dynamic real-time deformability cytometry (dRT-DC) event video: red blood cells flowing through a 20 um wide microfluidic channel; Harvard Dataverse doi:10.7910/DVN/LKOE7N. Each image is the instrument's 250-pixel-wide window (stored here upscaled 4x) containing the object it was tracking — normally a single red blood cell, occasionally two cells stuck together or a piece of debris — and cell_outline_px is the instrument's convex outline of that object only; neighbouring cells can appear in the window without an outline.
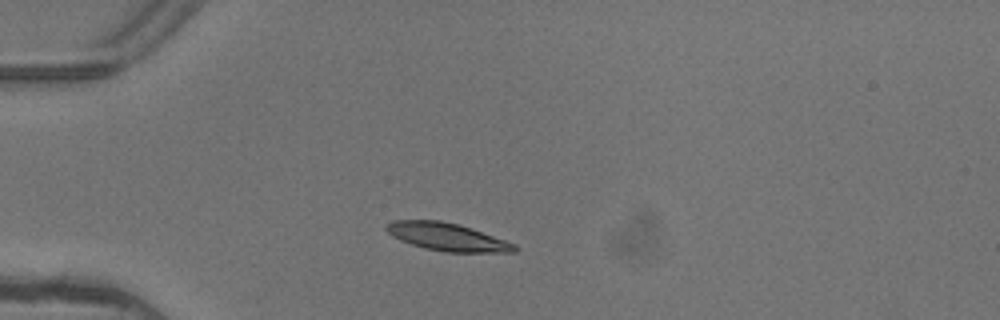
{"species": "common noctule bat (a hibernating species)", "species_latin": "Nyctalus noctula", "temperature_condition": "warm", "stored_images_in_passage": 3, "camera_frame_rate_fps": 3000, "um_per_image_px": 0.085, "animal": {"sex": "female"}, "frame": {"image": 1, "passage_image": 1, "time_ms": 0.0, "image_size_px": [1000, 320], "cell_outline_px": [[520, 248], [516, 252], [448, 252], [424, 248], [400, 240], [392, 236], [384, 228], [384, 224], [392, 220], [440, 220], [456, 224], [516, 244]], "centroid_in_image_um": [37.96, 20.14], "position_along_channel_um": 47.0, "area_um2": 20.52}}
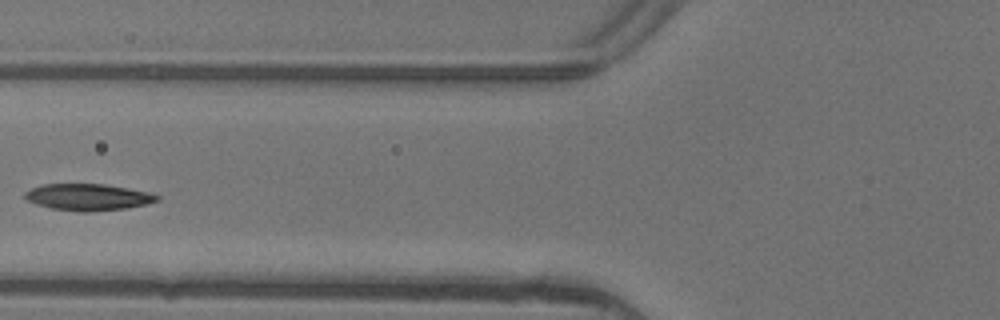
{"frame": {"image": 2, "passage_image": 3, "time_ms": 0.667, "image_size_px": [1000, 320], "cell_outline_px": [[160, 200], [148, 204], [124, 208], [92, 212], [76, 212], [52, 208], [36, 204], [28, 200], [24, 196], [24, 192], [32, 188], [44, 184], [104, 184], [152, 192], [160, 196]], "centroid_in_image_um": [7.53, 16.76], "position_along_channel_um": 118.3, "area_um2": 20.63}}